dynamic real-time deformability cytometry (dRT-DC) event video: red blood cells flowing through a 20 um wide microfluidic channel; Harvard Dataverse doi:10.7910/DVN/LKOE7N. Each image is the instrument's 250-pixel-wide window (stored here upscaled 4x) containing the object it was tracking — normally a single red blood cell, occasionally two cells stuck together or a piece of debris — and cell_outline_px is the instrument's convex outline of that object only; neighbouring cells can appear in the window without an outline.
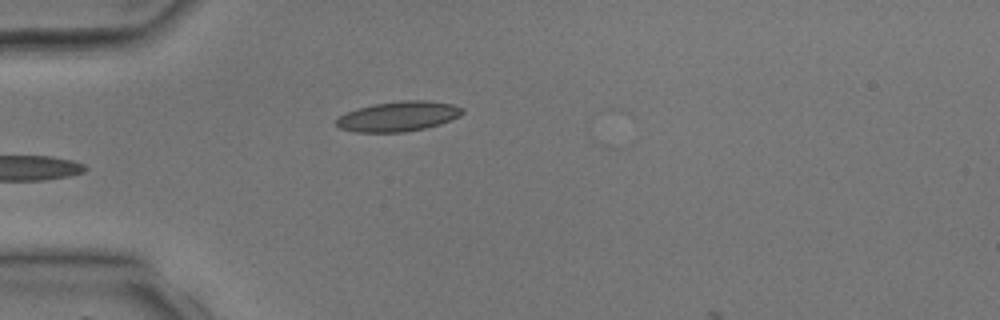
{"species": "common noctule bat (a hibernating species)", "species_latin": "Nyctalus noctula", "temperature_condition": "room temperature", "stored_images_in_passage": 5, "camera_frame_rate_fps": 3000, "um_per_image_px": 0.085, "animal": {"sex": "male", "body_mass_g": 17.9, "forearm_length_mm": 54.2}, "frame": {"image": 1, "passage_image": 5, "time_ms": 4.667, "image_size_px": [1000, 320], "cell_outline_px": [[464, 112], [460, 116], [440, 124], [424, 128], [404, 132], [352, 132], [340, 128], [336, 124], [336, 120], [340, 116], [348, 112], [372, 104], [400, 100], [428, 100], [452, 104], [464, 108]], "centroid_in_image_um": [33.88, 9.88], "position_along_channel_um": 51.1, "area_um2": 22.02}}